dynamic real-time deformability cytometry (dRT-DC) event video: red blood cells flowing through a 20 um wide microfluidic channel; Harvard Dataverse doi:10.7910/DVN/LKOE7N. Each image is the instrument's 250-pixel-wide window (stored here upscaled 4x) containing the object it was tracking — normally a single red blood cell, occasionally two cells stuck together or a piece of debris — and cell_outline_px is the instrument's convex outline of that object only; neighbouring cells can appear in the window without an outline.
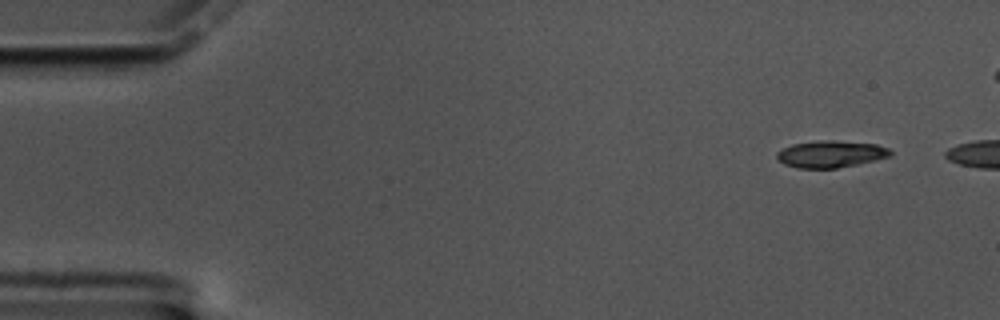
{"species": "common noctule bat (a hibernating species)", "species_latin": "Nyctalus noctula", "temperature_condition": "cold", "stored_images_in_passage": 6, "camera_frame_rate_fps": 3000, "um_per_image_px": 0.085, "animal": {"sex": "male", "body_mass_g": 17.5, "forearm_length_mm": 52.3}, "frame": {"image": 1, "passage_image": 1, "time_ms": 0.0, "image_size_px": [1000, 320], "cell_outline_px": [[892, 156], [856, 164], [836, 168], [796, 168], [784, 164], [776, 156], [776, 152], [792, 144], [820, 140], [832, 140], [876, 144], [888, 148], [892, 152]], "centroid_in_image_um": [70.61, 13.09], "position_along_channel_um": 14.4, "area_um2": 17.69}}